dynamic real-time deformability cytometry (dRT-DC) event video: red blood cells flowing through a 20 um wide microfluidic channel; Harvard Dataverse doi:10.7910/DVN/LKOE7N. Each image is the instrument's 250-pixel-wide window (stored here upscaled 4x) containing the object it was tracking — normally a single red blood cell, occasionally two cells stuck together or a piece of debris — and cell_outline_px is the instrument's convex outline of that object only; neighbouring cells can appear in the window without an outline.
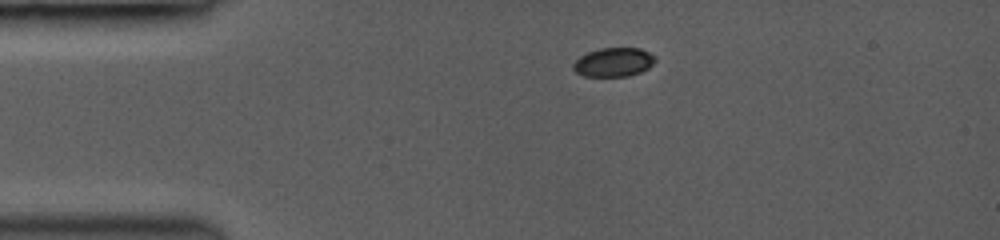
{"species": "common noctule bat (a hibernating species)", "species_latin": "Nyctalus noctula", "temperature_condition": "room temperature", "stored_images_in_passage": 4, "camera_frame_rate_fps": 3000, "um_per_image_px": 0.085, "animal": {"sex": "female", "body_mass_g": 19.0, "forearm_length_mm": 53.3}, "frame": {"image": 1, "passage_image": 1, "time_ms": 0.0, "image_size_px": [1000, 240], "cell_outline_px": [[656, 60], [648, 68], [640, 72], [628, 76], [584, 76], [576, 72], [572, 68], [572, 64], [580, 56], [588, 52], [600, 48], [640, 48], [656, 56]], "centroid_in_image_um": [52.15, 5.28], "position_along_channel_um": 32.8, "area_um2": 13.81}}
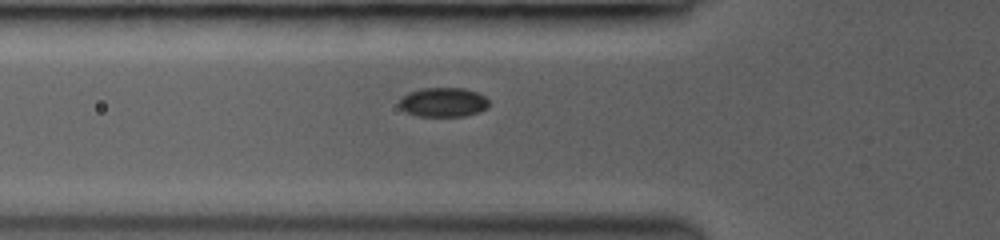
{"frame": {"image": 2, "passage_image": 4, "time_ms": 2.333, "image_size_px": [1000, 240], "cell_outline_px": [[488, 108], [480, 112], [464, 116], [416, 116], [404, 112], [400, 108], [400, 100], [408, 92], [420, 88], [464, 88], [476, 92], [484, 96], [488, 100]], "centroid_in_image_um": [37.67, 8.69], "position_along_channel_um": 88.1, "area_um2": 15.43}}